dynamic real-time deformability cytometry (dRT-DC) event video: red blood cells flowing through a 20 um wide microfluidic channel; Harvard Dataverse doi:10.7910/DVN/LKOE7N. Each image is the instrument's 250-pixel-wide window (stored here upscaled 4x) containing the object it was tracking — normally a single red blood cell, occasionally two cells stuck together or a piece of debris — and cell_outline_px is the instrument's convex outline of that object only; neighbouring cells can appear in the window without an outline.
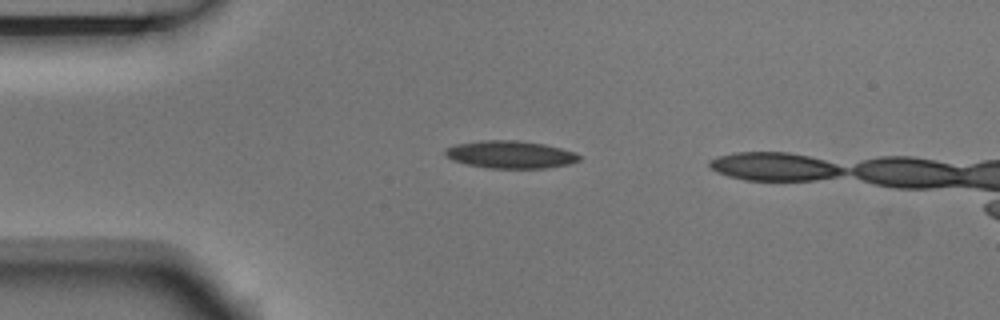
{"species": "Egyptian fruit bat (a non-hibernating species)", "species_latin": "Rousettus aegyptiacus", "temperature_condition": "room temperature", "stored_images_in_passage": 4, "camera_frame_rate_fps": 3000, "um_per_image_px": 0.085, "animal": {"sex": "male"}, "frame": {"image": 1, "passage_image": 3, "time_ms": 0.667, "image_size_px": [1000, 320], "cell_outline_px": [[580, 160], [568, 164], [548, 168], [488, 168], [468, 164], [452, 160], [444, 156], [444, 148], [456, 144], [484, 140], [516, 140], [544, 144], [576, 152], [580, 156]], "centroid_in_image_um": [43.36, 13.13], "position_along_channel_um": 41.6, "area_um2": 21.56}}